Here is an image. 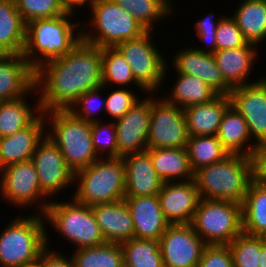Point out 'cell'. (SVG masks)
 Instances as JSON below:
<instances>
[{
	"label": "cell",
	"mask_w": 266,
	"mask_h": 267,
	"mask_svg": "<svg viewBox=\"0 0 266 267\" xmlns=\"http://www.w3.org/2000/svg\"><path fill=\"white\" fill-rule=\"evenodd\" d=\"M101 85L102 48L82 40L68 54L35 71L42 113L68 110L83 93Z\"/></svg>",
	"instance_id": "obj_1"
},
{
	"label": "cell",
	"mask_w": 266,
	"mask_h": 267,
	"mask_svg": "<svg viewBox=\"0 0 266 267\" xmlns=\"http://www.w3.org/2000/svg\"><path fill=\"white\" fill-rule=\"evenodd\" d=\"M66 13L54 18L36 19L26 24L23 56L36 71L45 63L68 54L82 40V23ZM79 27V28H78Z\"/></svg>",
	"instance_id": "obj_2"
},
{
	"label": "cell",
	"mask_w": 266,
	"mask_h": 267,
	"mask_svg": "<svg viewBox=\"0 0 266 267\" xmlns=\"http://www.w3.org/2000/svg\"><path fill=\"white\" fill-rule=\"evenodd\" d=\"M200 198L243 203L252 182L250 157L229 154L221 161L194 172Z\"/></svg>",
	"instance_id": "obj_3"
},
{
	"label": "cell",
	"mask_w": 266,
	"mask_h": 267,
	"mask_svg": "<svg viewBox=\"0 0 266 267\" xmlns=\"http://www.w3.org/2000/svg\"><path fill=\"white\" fill-rule=\"evenodd\" d=\"M44 117L48 121L46 135L59 147L65 163L74 173L99 159L93 147L90 122L75 117L68 110L48 111Z\"/></svg>",
	"instance_id": "obj_4"
},
{
	"label": "cell",
	"mask_w": 266,
	"mask_h": 267,
	"mask_svg": "<svg viewBox=\"0 0 266 267\" xmlns=\"http://www.w3.org/2000/svg\"><path fill=\"white\" fill-rule=\"evenodd\" d=\"M22 215L0 233V267H17L38 261L47 248V225L39 211Z\"/></svg>",
	"instance_id": "obj_5"
},
{
	"label": "cell",
	"mask_w": 266,
	"mask_h": 267,
	"mask_svg": "<svg viewBox=\"0 0 266 267\" xmlns=\"http://www.w3.org/2000/svg\"><path fill=\"white\" fill-rule=\"evenodd\" d=\"M77 183V184H75ZM78 185L72 197L78 203L94 206L125 198V166L123 158H99L74 173Z\"/></svg>",
	"instance_id": "obj_6"
},
{
	"label": "cell",
	"mask_w": 266,
	"mask_h": 267,
	"mask_svg": "<svg viewBox=\"0 0 266 267\" xmlns=\"http://www.w3.org/2000/svg\"><path fill=\"white\" fill-rule=\"evenodd\" d=\"M90 9V23L81 22L84 25L87 23L83 28H90H82V41L88 44L100 48L116 47L124 41L140 37L147 31L113 0H95Z\"/></svg>",
	"instance_id": "obj_7"
},
{
	"label": "cell",
	"mask_w": 266,
	"mask_h": 267,
	"mask_svg": "<svg viewBox=\"0 0 266 267\" xmlns=\"http://www.w3.org/2000/svg\"><path fill=\"white\" fill-rule=\"evenodd\" d=\"M71 200H51L44 213L46 224L73 244L75 250L106 243L92 207Z\"/></svg>",
	"instance_id": "obj_8"
},
{
	"label": "cell",
	"mask_w": 266,
	"mask_h": 267,
	"mask_svg": "<svg viewBox=\"0 0 266 267\" xmlns=\"http://www.w3.org/2000/svg\"><path fill=\"white\" fill-rule=\"evenodd\" d=\"M191 225L206 245H229L243 232L241 204L201 198Z\"/></svg>",
	"instance_id": "obj_9"
},
{
	"label": "cell",
	"mask_w": 266,
	"mask_h": 267,
	"mask_svg": "<svg viewBox=\"0 0 266 267\" xmlns=\"http://www.w3.org/2000/svg\"><path fill=\"white\" fill-rule=\"evenodd\" d=\"M153 31L116 46L131 67L135 80L148 92L157 93L167 77V59L153 42ZM152 38V39H151ZM160 87V88H159Z\"/></svg>",
	"instance_id": "obj_10"
},
{
	"label": "cell",
	"mask_w": 266,
	"mask_h": 267,
	"mask_svg": "<svg viewBox=\"0 0 266 267\" xmlns=\"http://www.w3.org/2000/svg\"><path fill=\"white\" fill-rule=\"evenodd\" d=\"M0 197L16 208H29L36 203L40 214L46 212L50 200L41 190L33 161L27 160L0 170ZM2 195V196H1ZM42 201V202H41ZM48 201V202H47Z\"/></svg>",
	"instance_id": "obj_11"
},
{
	"label": "cell",
	"mask_w": 266,
	"mask_h": 267,
	"mask_svg": "<svg viewBox=\"0 0 266 267\" xmlns=\"http://www.w3.org/2000/svg\"><path fill=\"white\" fill-rule=\"evenodd\" d=\"M159 97L151 104L148 148H186L190 137L183 108Z\"/></svg>",
	"instance_id": "obj_12"
},
{
	"label": "cell",
	"mask_w": 266,
	"mask_h": 267,
	"mask_svg": "<svg viewBox=\"0 0 266 267\" xmlns=\"http://www.w3.org/2000/svg\"><path fill=\"white\" fill-rule=\"evenodd\" d=\"M33 161L42 192L49 198L58 196L59 192L74 186V172L65 163L59 147L45 135L39 142Z\"/></svg>",
	"instance_id": "obj_13"
},
{
	"label": "cell",
	"mask_w": 266,
	"mask_h": 267,
	"mask_svg": "<svg viewBox=\"0 0 266 267\" xmlns=\"http://www.w3.org/2000/svg\"><path fill=\"white\" fill-rule=\"evenodd\" d=\"M120 119L115 121L118 157L145 151L151 120V104L157 99L148 93ZM155 98H154V97Z\"/></svg>",
	"instance_id": "obj_14"
},
{
	"label": "cell",
	"mask_w": 266,
	"mask_h": 267,
	"mask_svg": "<svg viewBox=\"0 0 266 267\" xmlns=\"http://www.w3.org/2000/svg\"><path fill=\"white\" fill-rule=\"evenodd\" d=\"M205 246L191 224L170 225L160 237L163 265L197 267Z\"/></svg>",
	"instance_id": "obj_15"
},
{
	"label": "cell",
	"mask_w": 266,
	"mask_h": 267,
	"mask_svg": "<svg viewBox=\"0 0 266 267\" xmlns=\"http://www.w3.org/2000/svg\"><path fill=\"white\" fill-rule=\"evenodd\" d=\"M231 105L247 122L249 133L256 144L266 141V76L254 83L232 88ZM254 138V139H253Z\"/></svg>",
	"instance_id": "obj_16"
},
{
	"label": "cell",
	"mask_w": 266,
	"mask_h": 267,
	"mask_svg": "<svg viewBox=\"0 0 266 267\" xmlns=\"http://www.w3.org/2000/svg\"><path fill=\"white\" fill-rule=\"evenodd\" d=\"M158 198L161 210L171 225L191 224L201 199L194 180L164 182Z\"/></svg>",
	"instance_id": "obj_17"
},
{
	"label": "cell",
	"mask_w": 266,
	"mask_h": 267,
	"mask_svg": "<svg viewBox=\"0 0 266 267\" xmlns=\"http://www.w3.org/2000/svg\"><path fill=\"white\" fill-rule=\"evenodd\" d=\"M172 56L173 69L176 73L196 76L209 84L219 94L229 95L232 88L225 82L216 65L213 54L201 52L195 47L182 48Z\"/></svg>",
	"instance_id": "obj_18"
},
{
	"label": "cell",
	"mask_w": 266,
	"mask_h": 267,
	"mask_svg": "<svg viewBox=\"0 0 266 267\" xmlns=\"http://www.w3.org/2000/svg\"><path fill=\"white\" fill-rule=\"evenodd\" d=\"M46 122L44 113H41L28 127L0 138V170L32 158L46 135Z\"/></svg>",
	"instance_id": "obj_19"
},
{
	"label": "cell",
	"mask_w": 266,
	"mask_h": 267,
	"mask_svg": "<svg viewBox=\"0 0 266 267\" xmlns=\"http://www.w3.org/2000/svg\"><path fill=\"white\" fill-rule=\"evenodd\" d=\"M133 223L134 238L160 239L171 225L161 210L158 195L125 197Z\"/></svg>",
	"instance_id": "obj_20"
},
{
	"label": "cell",
	"mask_w": 266,
	"mask_h": 267,
	"mask_svg": "<svg viewBox=\"0 0 266 267\" xmlns=\"http://www.w3.org/2000/svg\"><path fill=\"white\" fill-rule=\"evenodd\" d=\"M125 197L155 196L164 181L157 175L147 150L123 157Z\"/></svg>",
	"instance_id": "obj_21"
},
{
	"label": "cell",
	"mask_w": 266,
	"mask_h": 267,
	"mask_svg": "<svg viewBox=\"0 0 266 267\" xmlns=\"http://www.w3.org/2000/svg\"><path fill=\"white\" fill-rule=\"evenodd\" d=\"M257 47L259 48L255 44L248 43L236 49L217 50L213 54L222 77L231 88L256 82V80L251 81L249 76H252L253 65L259 57Z\"/></svg>",
	"instance_id": "obj_22"
},
{
	"label": "cell",
	"mask_w": 266,
	"mask_h": 267,
	"mask_svg": "<svg viewBox=\"0 0 266 267\" xmlns=\"http://www.w3.org/2000/svg\"><path fill=\"white\" fill-rule=\"evenodd\" d=\"M35 87V71L23 54L0 59V101L26 96Z\"/></svg>",
	"instance_id": "obj_23"
},
{
	"label": "cell",
	"mask_w": 266,
	"mask_h": 267,
	"mask_svg": "<svg viewBox=\"0 0 266 267\" xmlns=\"http://www.w3.org/2000/svg\"><path fill=\"white\" fill-rule=\"evenodd\" d=\"M106 242L123 243L134 238V223L124 199L92 206Z\"/></svg>",
	"instance_id": "obj_24"
},
{
	"label": "cell",
	"mask_w": 266,
	"mask_h": 267,
	"mask_svg": "<svg viewBox=\"0 0 266 267\" xmlns=\"http://www.w3.org/2000/svg\"><path fill=\"white\" fill-rule=\"evenodd\" d=\"M230 104L229 95L219 94L210 102L192 105L183 109L189 135H216L222 116Z\"/></svg>",
	"instance_id": "obj_25"
},
{
	"label": "cell",
	"mask_w": 266,
	"mask_h": 267,
	"mask_svg": "<svg viewBox=\"0 0 266 267\" xmlns=\"http://www.w3.org/2000/svg\"><path fill=\"white\" fill-rule=\"evenodd\" d=\"M216 136L230 154H241L250 157L257 145L254 141L250 142L252 137L247 122L231 104L222 116ZM250 143L252 144L250 145Z\"/></svg>",
	"instance_id": "obj_26"
},
{
	"label": "cell",
	"mask_w": 266,
	"mask_h": 267,
	"mask_svg": "<svg viewBox=\"0 0 266 267\" xmlns=\"http://www.w3.org/2000/svg\"><path fill=\"white\" fill-rule=\"evenodd\" d=\"M33 94L34 97L38 95L35 87L26 96L0 101V138L10 136L28 127L42 113L39 96L34 105L26 99L27 96Z\"/></svg>",
	"instance_id": "obj_27"
},
{
	"label": "cell",
	"mask_w": 266,
	"mask_h": 267,
	"mask_svg": "<svg viewBox=\"0 0 266 267\" xmlns=\"http://www.w3.org/2000/svg\"><path fill=\"white\" fill-rule=\"evenodd\" d=\"M157 175L164 182L194 180L186 148H147Z\"/></svg>",
	"instance_id": "obj_28"
},
{
	"label": "cell",
	"mask_w": 266,
	"mask_h": 267,
	"mask_svg": "<svg viewBox=\"0 0 266 267\" xmlns=\"http://www.w3.org/2000/svg\"><path fill=\"white\" fill-rule=\"evenodd\" d=\"M231 17L248 43L258 46L266 39V0H240Z\"/></svg>",
	"instance_id": "obj_29"
},
{
	"label": "cell",
	"mask_w": 266,
	"mask_h": 267,
	"mask_svg": "<svg viewBox=\"0 0 266 267\" xmlns=\"http://www.w3.org/2000/svg\"><path fill=\"white\" fill-rule=\"evenodd\" d=\"M177 80L171 87V93L163 99L179 108L210 102L219 93L200 78L182 73H175Z\"/></svg>",
	"instance_id": "obj_30"
},
{
	"label": "cell",
	"mask_w": 266,
	"mask_h": 267,
	"mask_svg": "<svg viewBox=\"0 0 266 267\" xmlns=\"http://www.w3.org/2000/svg\"><path fill=\"white\" fill-rule=\"evenodd\" d=\"M241 207L243 232L266 237V188L252 181Z\"/></svg>",
	"instance_id": "obj_31"
},
{
	"label": "cell",
	"mask_w": 266,
	"mask_h": 267,
	"mask_svg": "<svg viewBox=\"0 0 266 267\" xmlns=\"http://www.w3.org/2000/svg\"><path fill=\"white\" fill-rule=\"evenodd\" d=\"M0 41L12 54L23 53L26 24L14 0H0Z\"/></svg>",
	"instance_id": "obj_32"
},
{
	"label": "cell",
	"mask_w": 266,
	"mask_h": 267,
	"mask_svg": "<svg viewBox=\"0 0 266 267\" xmlns=\"http://www.w3.org/2000/svg\"><path fill=\"white\" fill-rule=\"evenodd\" d=\"M120 8L127 11L147 31H155L154 25L174 14L175 4L171 0H113ZM155 22V23H154Z\"/></svg>",
	"instance_id": "obj_33"
},
{
	"label": "cell",
	"mask_w": 266,
	"mask_h": 267,
	"mask_svg": "<svg viewBox=\"0 0 266 267\" xmlns=\"http://www.w3.org/2000/svg\"><path fill=\"white\" fill-rule=\"evenodd\" d=\"M102 85L105 89L112 86L129 88L136 85L142 93L148 94L135 80L129 63L116 47L102 48Z\"/></svg>",
	"instance_id": "obj_34"
},
{
	"label": "cell",
	"mask_w": 266,
	"mask_h": 267,
	"mask_svg": "<svg viewBox=\"0 0 266 267\" xmlns=\"http://www.w3.org/2000/svg\"><path fill=\"white\" fill-rule=\"evenodd\" d=\"M73 251L74 267H124L123 249L119 243L106 242Z\"/></svg>",
	"instance_id": "obj_35"
},
{
	"label": "cell",
	"mask_w": 266,
	"mask_h": 267,
	"mask_svg": "<svg viewBox=\"0 0 266 267\" xmlns=\"http://www.w3.org/2000/svg\"><path fill=\"white\" fill-rule=\"evenodd\" d=\"M193 172L226 158L230 153L214 136H190L186 146Z\"/></svg>",
	"instance_id": "obj_36"
},
{
	"label": "cell",
	"mask_w": 266,
	"mask_h": 267,
	"mask_svg": "<svg viewBox=\"0 0 266 267\" xmlns=\"http://www.w3.org/2000/svg\"><path fill=\"white\" fill-rule=\"evenodd\" d=\"M124 267H164L160 239L131 238L121 243Z\"/></svg>",
	"instance_id": "obj_37"
},
{
	"label": "cell",
	"mask_w": 266,
	"mask_h": 267,
	"mask_svg": "<svg viewBox=\"0 0 266 267\" xmlns=\"http://www.w3.org/2000/svg\"><path fill=\"white\" fill-rule=\"evenodd\" d=\"M234 267H259L261 236L240 233L230 244Z\"/></svg>",
	"instance_id": "obj_38"
},
{
	"label": "cell",
	"mask_w": 266,
	"mask_h": 267,
	"mask_svg": "<svg viewBox=\"0 0 266 267\" xmlns=\"http://www.w3.org/2000/svg\"><path fill=\"white\" fill-rule=\"evenodd\" d=\"M104 86L91 89L83 93L76 101L69 107L70 111L75 117L82 119L86 122H96L101 121L98 112L105 111L106 97L101 96ZM104 96V97H103ZM103 97V98H102Z\"/></svg>",
	"instance_id": "obj_39"
},
{
	"label": "cell",
	"mask_w": 266,
	"mask_h": 267,
	"mask_svg": "<svg viewBox=\"0 0 266 267\" xmlns=\"http://www.w3.org/2000/svg\"><path fill=\"white\" fill-rule=\"evenodd\" d=\"M25 24L66 14L60 0H14Z\"/></svg>",
	"instance_id": "obj_40"
},
{
	"label": "cell",
	"mask_w": 266,
	"mask_h": 267,
	"mask_svg": "<svg viewBox=\"0 0 266 267\" xmlns=\"http://www.w3.org/2000/svg\"><path fill=\"white\" fill-rule=\"evenodd\" d=\"M94 150L99 158H118L115 122L91 123ZM105 156V157H104Z\"/></svg>",
	"instance_id": "obj_41"
},
{
	"label": "cell",
	"mask_w": 266,
	"mask_h": 267,
	"mask_svg": "<svg viewBox=\"0 0 266 267\" xmlns=\"http://www.w3.org/2000/svg\"><path fill=\"white\" fill-rule=\"evenodd\" d=\"M106 93V106L105 114L109 117V121H117L122 118L134 105L141 99V96H137L135 91L122 87H116V89Z\"/></svg>",
	"instance_id": "obj_42"
},
{
	"label": "cell",
	"mask_w": 266,
	"mask_h": 267,
	"mask_svg": "<svg viewBox=\"0 0 266 267\" xmlns=\"http://www.w3.org/2000/svg\"><path fill=\"white\" fill-rule=\"evenodd\" d=\"M217 50L236 49L248 44L243 33L237 26L231 15L226 16L219 22L216 31Z\"/></svg>",
	"instance_id": "obj_43"
},
{
	"label": "cell",
	"mask_w": 266,
	"mask_h": 267,
	"mask_svg": "<svg viewBox=\"0 0 266 267\" xmlns=\"http://www.w3.org/2000/svg\"><path fill=\"white\" fill-rule=\"evenodd\" d=\"M215 14L213 12L207 13V16L196 21L195 25L193 26L196 31V35L199 38V42H203L206 45V49L204 48H195L201 52L211 53L214 54L217 51V43H216V31L218 28L219 22L225 17L219 16L215 20ZM221 17V18H220Z\"/></svg>",
	"instance_id": "obj_44"
},
{
	"label": "cell",
	"mask_w": 266,
	"mask_h": 267,
	"mask_svg": "<svg viewBox=\"0 0 266 267\" xmlns=\"http://www.w3.org/2000/svg\"><path fill=\"white\" fill-rule=\"evenodd\" d=\"M197 267H234L229 245H206Z\"/></svg>",
	"instance_id": "obj_45"
},
{
	"label": "cell",
	"mask_w": 266,
	"mask_h": 267,
	"mask_svg": "<svg viewBox=\"0 0 266 267\" xmlns=\"http://www.w3.org/2000/svg\"><path fill=\"white\" fill-rule=\"evenodd\" d=\"M250 160L252 164V181L263 185L266 183V141L256 145Z\"/></svg>",
	"instance_id": "obj_46"
},
{
	"label": "cell",
	"mask_w": 266,
	"mask_h": 267,
	"mask_svg": "<svg viewBox=\"0 0 266 267\" xmlns=\"http://www.w3.org/2000/svg\"><path fill=\"white\" fill-rule=\"evenodd\" d=\"M49 234L47 232V248L40 254L38 259L40 267H74L71 256L66 258L64 253L49 249ZM69 258V259H68Z\"/></svg>",
	"instance_id": "obj_47"
},
{
	"label": "cell",
	"mask_w": 266,
	"mask_h": 267,
	"mask_svg": "<svg viewBox=\"0 0 266 267\" xmlns=\"http://www.w3.org/2000/svg\"><path fill=\"white\" fill-rule=\"evenodd\" d=\"M94 2L95 0H64V10L66 13L75 14L77 9L79 8L80 10L82 6H88L90 10Z\"/></svg>",
	"instance_id": "obj_48"
},
{
	"label": "cell",
	"mask_w": 266,
	"mask_h": 267,
	"mask_svg": "<svg viewBox=\"0 0 266 267\" xmlns=\"http://www.w3.org/2000/svg\"><path fill=\"white\" fill-rule=\"evenodd\" d=\"M259 267H266V237L261 236V253Z\"/></svg>",
	"instance_id": "obj_49"
},
{
	"label": "cell",
	"mask_w": 266,
	"mask_h": 267,
	"mask_svg": "<svg viewBox=\"0 0 266 267\" xmlns=\"http://www.w3.org/2000/svg\"><path fill=\"white\" fill-rule=\"evenodd\" d=\"M12 53L5 47V45L0 41V59L7 58L11 56Z\"/></svg>",
	"instance_id": "obj_50"
},
{
	"label": "cell",
	"mask_w": 266,
	"mask_h": 267,
	"mask_svg": "<svg viewBox=\"0 0 266 267\" xmlns=\"http://www.w3.org/2000/svg\"><path fill=\"white\" fill-rule=\"evenodd\" d=\"M17 267H40V266H39V262L35 261L33 263L26 264V265H20V266H17Z\"/></svg>",
	"instance_id": "obj_51"
},
{
	"label": "cell",
	"mask_w": 266,
	"mask_h": 267,
	"mask_svg": "<svg viewBox=\"0 0 266 267\" xmlns=\"http://www.w3.org/2000/svg\"><path fill=\"white\" fill-rule=\"evenodd\" d=\"M60 1H61V4H62L63 8H64V0H60Z\"/></svg>",
	"instance_id": "obj_52"
}]
</instances>
